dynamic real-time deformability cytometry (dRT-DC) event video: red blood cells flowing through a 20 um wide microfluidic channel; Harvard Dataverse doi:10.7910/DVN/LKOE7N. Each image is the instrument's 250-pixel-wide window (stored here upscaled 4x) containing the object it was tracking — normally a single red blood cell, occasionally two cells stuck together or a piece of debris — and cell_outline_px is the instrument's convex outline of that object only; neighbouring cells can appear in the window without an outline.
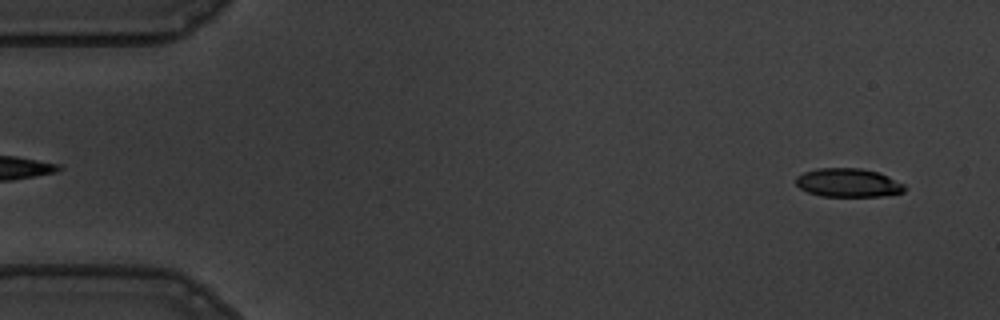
{"species": "common noctule bat (a hibernating species)", "species_latin": "Nyctalus noctula", "temperature_condition": "warm", "stored_images_in_passage": 56, "camera_frame_rate_fps": 3000, "um_per_image_px": 0.085, "animal": {"sex": "male", "body_mass_g": 19.5, "forearm_length_mm": 54.6}, "frame": {"image": 1, "passage_image": 3, "time_ms": 0.667, "image_size_px": [1000, 320], "cell_outline_px": [[908, 188], [904, 192], [880, 196], [820, 196], [808, 192], [800, 188], [796, 184], [796, 176], [804, 172], [816, 168], [860, 168], [880, 172], [904, 184]], "centroid_in_image_um": [72.11, 15.53], "position_along_channel_um": 12.9, "area_um2": 18.26}}
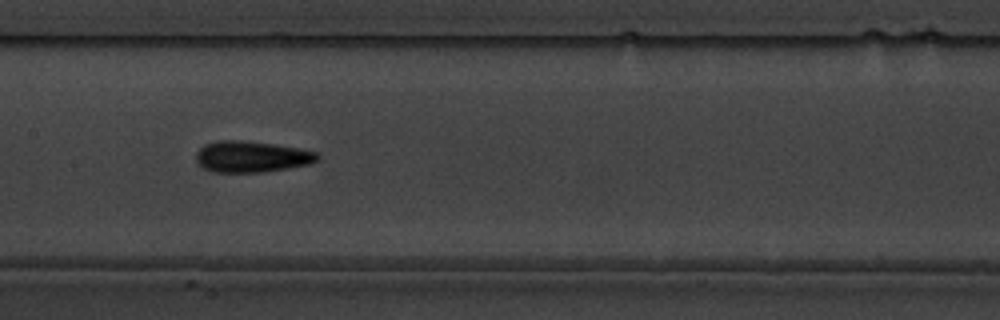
{"frame": {"image": 2, "passage_image": 27, "time_ms": 8.667, "image_size_px": [1000, 320], "cell_outline_px": [[320, 160], [312, 164], [264, 172], [212, 172], [204, 168], [196, 160], [196, 152], [204, 144], [216, 140], [240, 140], [272, 144], [320, 152]], "centroid_in_image_um": [21.41, 13.32], "position_along_channel_um": 186.0, "area_um2": 22.25}}
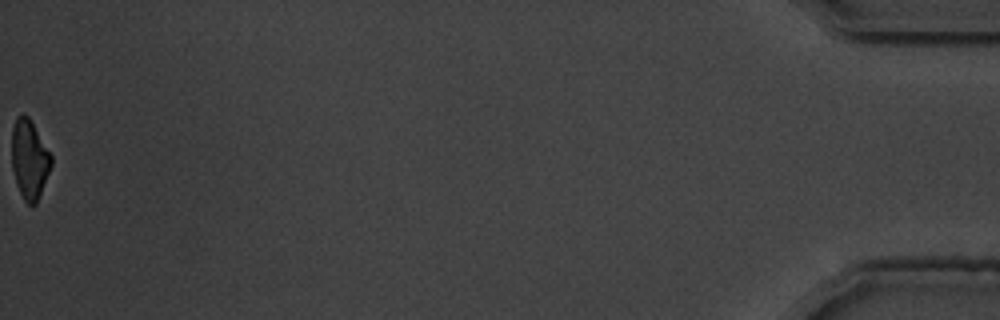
{"frame": {"image": 3, "passage_image": 56, "time_ms": 18.333, "image_size_px": [1000, 320], "cell_outline_px": [[52, 164], [36, 204], [28, 204], [24, 200], [16, 184], [12, 168], [12, 128], [16, 116], [24, 112], [28, 116], [52, 156]], "centroid_in_image_um": [2.49, 13.52], "position_along_channel_um": 432.7, "area_um2": 18.09}, "authors_computed_cell_mechanics": {"area_um2": 20.3456, "velocity_mm_per_s": 3.6038, "shape_relaxation_time_tau1_ms": 4.0637, "shape_relaxation_time_tau2_ms": 2.1552, "deformation_change_tau1": 0.1662, "deformation_change_tau2": 0.103}}